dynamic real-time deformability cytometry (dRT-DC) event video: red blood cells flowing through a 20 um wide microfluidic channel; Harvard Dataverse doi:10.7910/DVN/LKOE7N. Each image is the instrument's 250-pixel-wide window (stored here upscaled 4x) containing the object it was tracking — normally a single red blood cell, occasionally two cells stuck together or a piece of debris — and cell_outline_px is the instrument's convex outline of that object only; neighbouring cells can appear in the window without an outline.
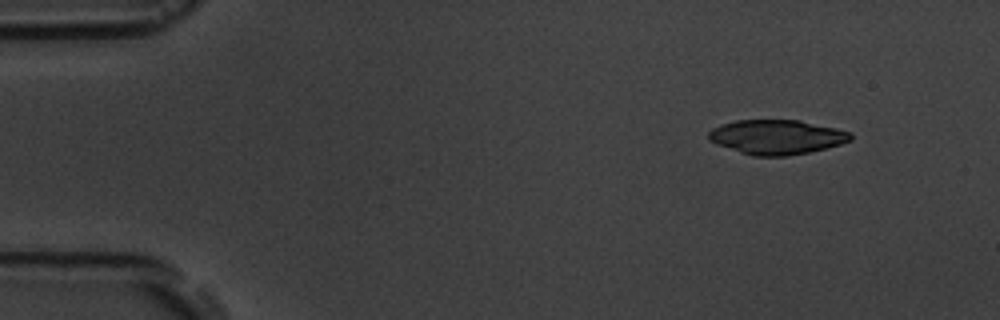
{"species": "common noctule bat (a hibernating species)", "species_latin": "Nyctalus noctula", "temperature_condition": "room temperature", "stored_images_in_passage": 5, "segment_of_instrument_passage": [1, 2], "camera_frame_rate_fps": 3000, "um_per_image_px": 0.085, "animal": {"sex": "male", "body_mass_g": 19.5, "forearm_length_mm": 54.6}, "frame": {"image": 1, "passage_image": 1, "time_ms": 0.0, "image_size_px": [1000, 320], "cell_outline_px": [[852, 140], [840, 144], [808, 152], [788, 156], [752, 156], [716, 144], [708, 140], [708, 132], [712, 128], [720, 124], [736, 120], [800, 120], [836, 128], [852, 132]], "centroid_in_image_um": [66.0, 11.64], "position_along_channel_um": 19.0, "area_um2": 28.67}}